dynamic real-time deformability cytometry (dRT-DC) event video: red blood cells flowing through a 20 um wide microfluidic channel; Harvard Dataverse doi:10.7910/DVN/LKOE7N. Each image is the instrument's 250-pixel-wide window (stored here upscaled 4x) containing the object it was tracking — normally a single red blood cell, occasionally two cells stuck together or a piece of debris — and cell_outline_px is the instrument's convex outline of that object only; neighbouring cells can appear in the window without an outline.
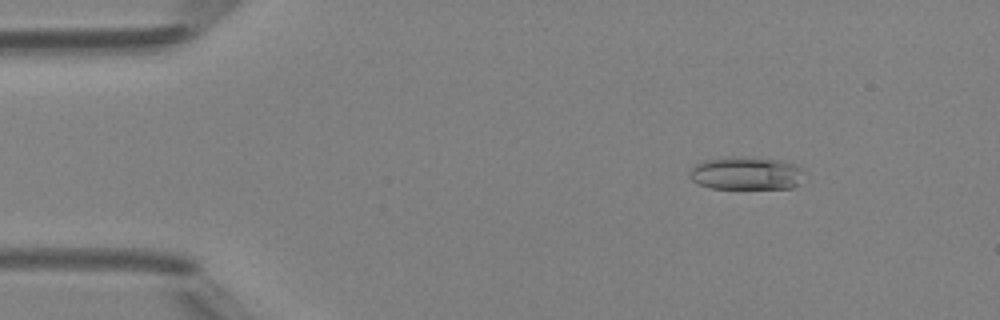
{"species": "Egyptian fruit bat (a non-hibernating species)", "species_latin": "Rousettus aegyptiacus", "temperature_condition": "room temperature", "stored_images_in_passage": 46, "camera_frame_rate_fps": 3000, "um_per_image_px": 0.085, "animal": {"sex": "female"}, "frame": {"image": 1, "passage_image": 4, "time_ms": 1.0, "image_size_px": [1000, 320], "cell_outline_px": [[804, 172], [796, 184], [792, 188], [712, 188], [700, 184], [692, 180], [688, 176], [688, 172], [696, 164], [704, 160], [728, 156], [732, 156], [776, 160], [792, 164], [800, 168]], "centroid_in_image_um": [63.35, 14.73], "position_along_channel_um": 21.7, "area_um2": 21.68}}
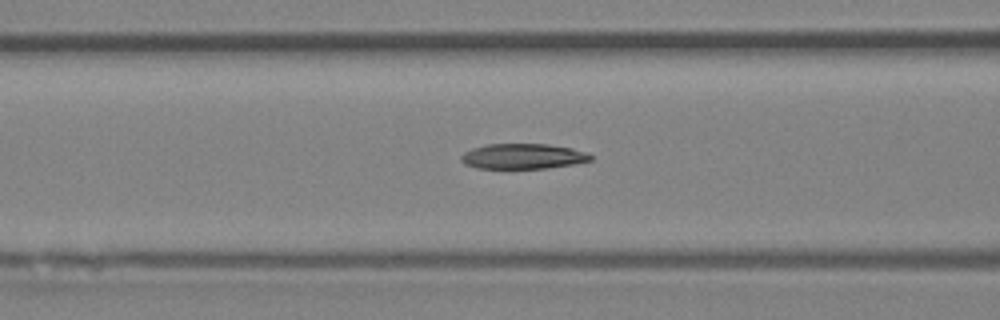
{"frame": {"image": 2, "passage_image": 17, "time_ms": 5.333, "image_size_px": [1000, 320], "cell_outline_px": [[592, 160], [572, 164], [548, 168], [476, 168], [464, 164], [460, 160], [460, 156], [464, 152], [472, 148], [488, 144], [548, 144], [572, 148], [588, 152], [592, 156]], "centroid_in_image_um": [44.44, 13.28], "position_along_channel_um": 122.2, "area_um2": 19.13}}
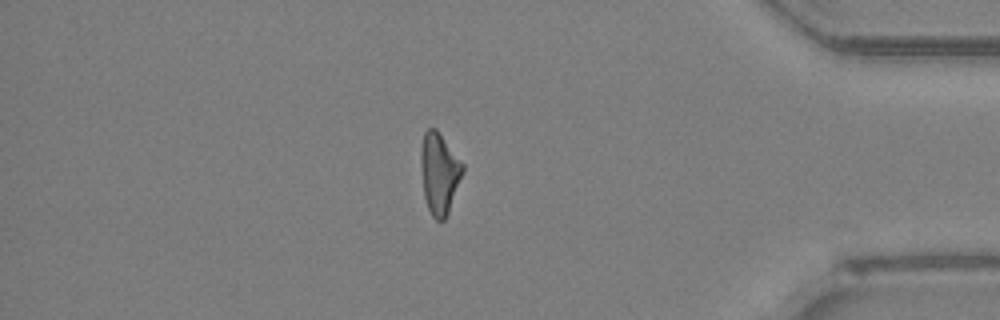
{"frame": {"image": 3, "passage_image": 39, "time_ms": 12.667, "image_size_px": [1000, 320], "cell_outline_px": [[464, 172], [448, 212], [444, 220], [436, 220], [432, 216], [428, 208], [424, 196], [420, 160], [420, 148], [424, 132], [428, 128], [436, 128], [464, 164]], "centroid_in_image_um": [37.34, 14.7], "position_along_channel_um": 397.9, "area_um2": 19.83}, "authors_computed_cell_mechanics": {"area_um2": 19.9699, "velocity_mm_per_s": 4.2376, "shape_relaxation_time_tau1_ms": 8.2571, "shape_relaxation_time_tau2_ms": 3.1099, "deformation_change_tau1": 0.2328, "deformation_change_tau2": 0.1253}}